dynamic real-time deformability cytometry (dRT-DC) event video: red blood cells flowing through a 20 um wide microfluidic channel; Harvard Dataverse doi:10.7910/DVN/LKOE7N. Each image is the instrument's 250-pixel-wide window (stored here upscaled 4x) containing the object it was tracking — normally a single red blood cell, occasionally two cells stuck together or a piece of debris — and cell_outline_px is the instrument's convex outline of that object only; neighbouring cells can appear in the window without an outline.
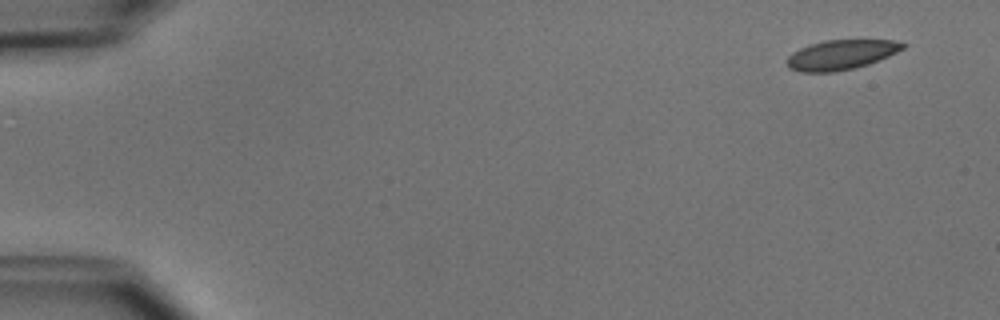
{"species": "common noctule bat (a hibernating species)", "species_latin": "Nyctalus noctula", "temperature_condition": "cold", "stored_images_in_passage": 7, "camera_frame_rate_fps": 3000, "um_per_image_px": 0.085, "animal": {"sex": "male", "body_mass_g": 15.6}, "frame": {"image": 1, "passage_image": 1, "time_ms": 0.0, "image_size_px": [1000, 320], "cell_outline_px": [[908, 44], [904, 48], [888, 56], [868, 64], [852, 68], [832, 72], [800, 72], [788, 68], [784, 60], [792, 52], [800, 48], [824, 40], [892, 40]], "centroid_in_image_um": [71.44, 4.65], "position_along_channel_um": 13.6, "area_um2": 20.06}}
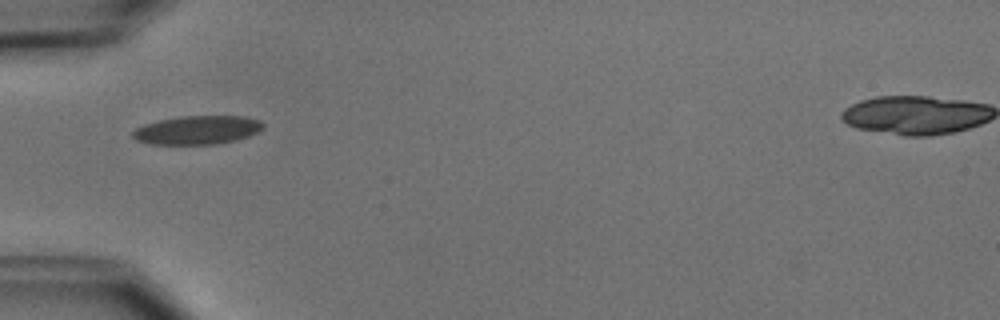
{"frame": {"image": 2, "passage_image": 5, "time_ms": 4.667, "image_size_px": [1000, 320], "cell_outline_px": [[264, 128], [248, 136], [236, 140], [216, 144], [152, 144], [136, 140], [132, 136], [132, 132], [136, 128], [144, 124], [160, 120], [180, 116], [244, 116], [260, 120], [264, 124]], "centroid_in_image_um": [16.78, 11.05], "position_along_channel_um": 68.2, "area_um2": 21.73}}
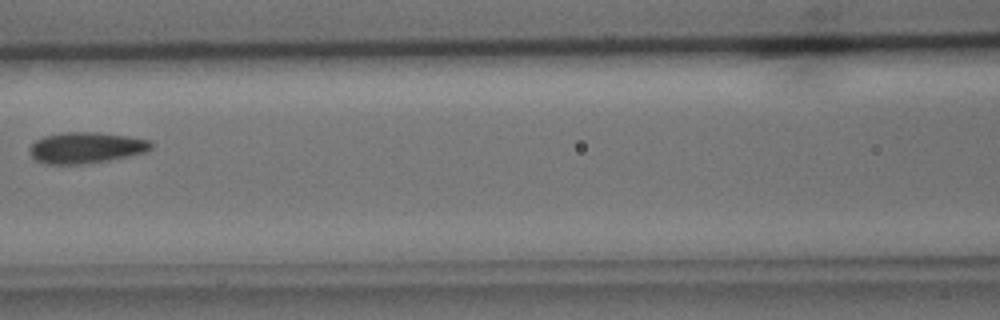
{"frame": {"image": 3, "passage_image": 7, "time_ms": 7.0, "image_size_px": [1000, 320], "cell_outline_px": [[152, 148], [144, 152], [128, 156], [108, 160], [80, 164], [44, 164], [36, 160], [32, 156], [32, 144], [36, 140], [44, 136], [60, 132], [96, 132], [128, 136], [152, 140]], "centroid_in_image_um": [7.33, 12.54], "position_along_channel_um": 159.3, "area_um2": 21.85}}